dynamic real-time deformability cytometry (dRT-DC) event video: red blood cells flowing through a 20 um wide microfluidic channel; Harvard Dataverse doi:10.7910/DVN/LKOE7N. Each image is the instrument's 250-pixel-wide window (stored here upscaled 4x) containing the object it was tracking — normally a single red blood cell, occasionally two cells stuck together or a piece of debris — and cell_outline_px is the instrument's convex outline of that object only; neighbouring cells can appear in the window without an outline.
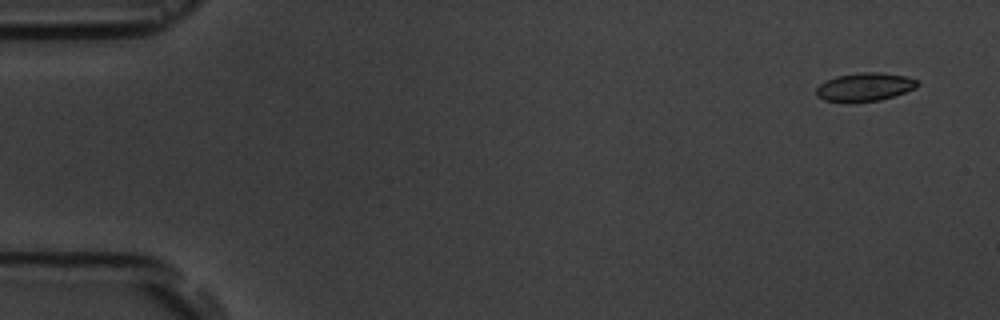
{"species": "common noctule bat (a hibernating species)", "species_latin": "Nyctalus noctula", "temperature_condition": "room temperature", "stored_images_in_passage": 5, "camera_frame_rate_fps": 3000, "um_per_image_px": 0.085, "animal": {"sex": "male", "body_mass_g": 19.5, "forearm_length_mm": 54.6}, "frame": {"image": 1, "passage_image": 1, "time_ms": 0.0, "image_size_px": [1000, 320], "cell_outline_px": [[920, 84], [916, 88], [880, 100], [852, 104], [824, 100], [816, 96], [816, 88], [824, 80], [836, 76], [860, 72], [880, 72], [908, 76], [920, 80]], "centroid_in_image_um": [73.49, 7.4], "position_along_channel_um": 11.5, "area_um2": 17.28}}
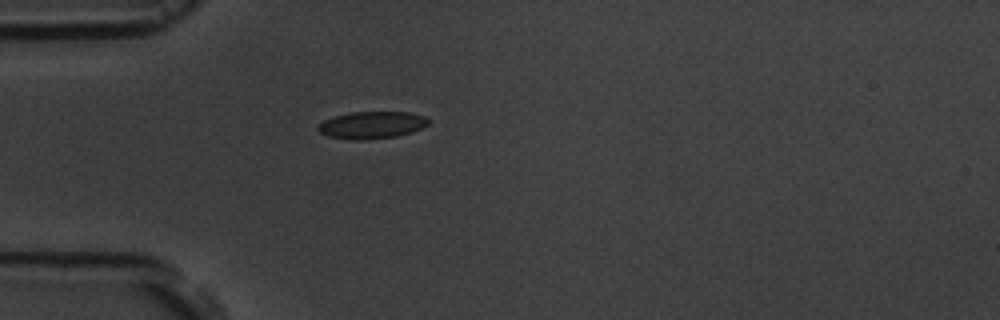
{"frame": {"image": 2, "passage_image": 5, "time_ms": 4.333, "image_size_px": [1000, 320], "cell_outline_px": [[428, 124], [420, 128], [396, 136], [364, 140], [352, 140], [328, 136], [320, 132], [316, 128], [324, 120], [332, 116], [352, 112], [408, 112], [424, 116], [428, 120]], "centroid_in_image_um": [31.55, 10.62], "position_along_channel_um": 53.5, "area_um2": 17.28}}